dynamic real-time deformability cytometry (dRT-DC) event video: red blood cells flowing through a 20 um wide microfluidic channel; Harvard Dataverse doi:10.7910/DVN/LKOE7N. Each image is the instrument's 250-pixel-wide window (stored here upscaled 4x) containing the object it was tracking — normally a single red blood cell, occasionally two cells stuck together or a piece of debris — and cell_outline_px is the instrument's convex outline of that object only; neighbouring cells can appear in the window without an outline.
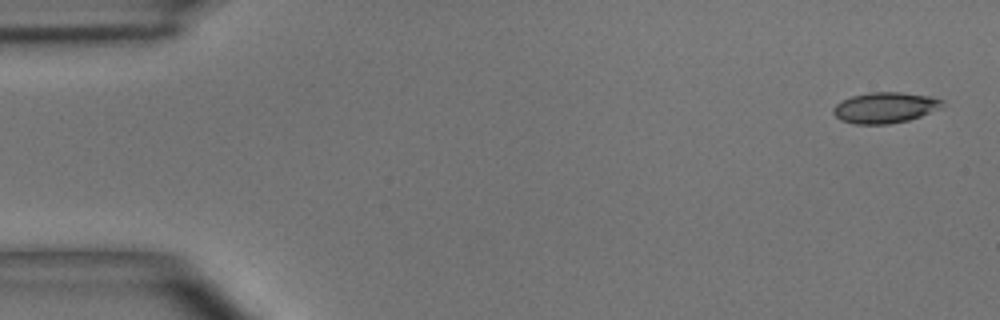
{"species": "common noctule bat (a hibernating species)", "species_latin": "Nyctalus noctula", "temperature_condition": "room temperature", "stored_images_in_passage": 6, "camera_frame_rate_fps": 3000, "um_per_image_px": 0.085, "animal": {"sex": "male", "body_mass_g": 15.6}, "frame": {"image": 1, "passage_image": 1, "time_ms": 0.0, "image_size_px": [1000, 320], "cell_outline_px": [[944, 100], [940, 104], [928, 112], [920, 116], [908, 120], [888, 124], [856, 124], [840, 120], [832, 112], [832, 108], [836, 104], [852, 96], [868, 92], [900, 92], [928, 96]], "centroid_in_image_um": [75.13, 9.15], "position_along_channel_um": 9.9, "area_um2": 19.13}}
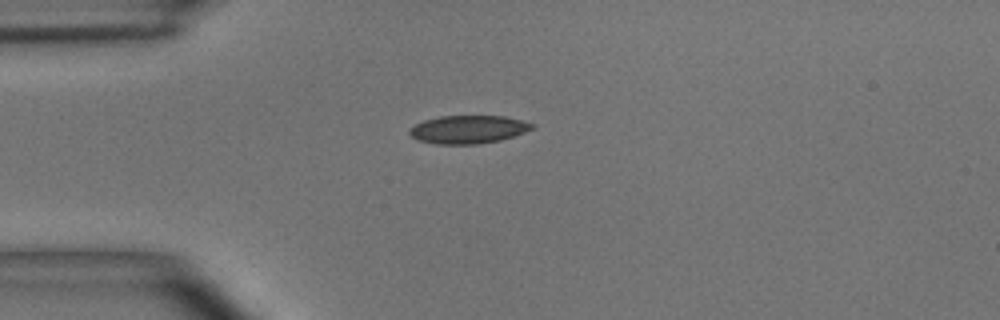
{"frame": {"image": 2, "passage_image": 4, "time_ms": 3.667, "image_size_px": [1000, 320], "cell_outline_px": [[536, 128], [500, 140], [476, 144], [436, 144], [416, 140], [408, 132], [408, 128], [424, 120], [440, 116], [504, 116], [536, 124]], "centroid_in_image_um": [39.78, 11.0], "position_along_channel_um": 45.2, "area_um2": 20.11}}
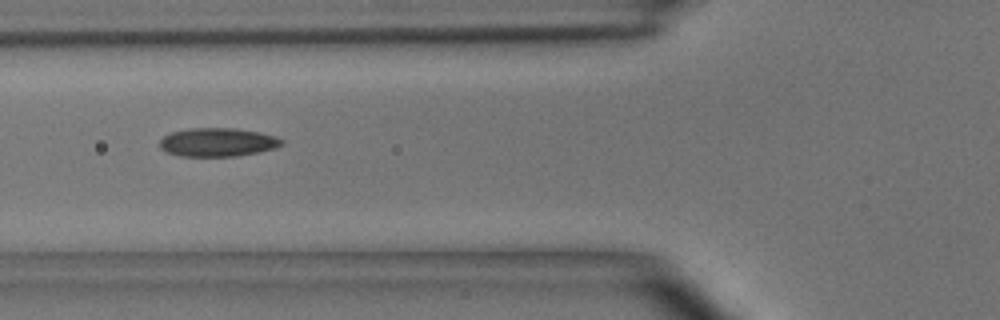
{"frame": {"image": 3, "passage_image": 6, "time_ms": 5.667, "image_size_px": [1000, 320], "cell_outline_px": [[284, 144], [276, 148], [260, 152], [236, 156], [180, 156], [168, 152], [160, 148], [160, 140], [164, 136], [172, 132], [188, 128], [232, 128], [260, 132], [284, 140]], "centroid_in_image_um": [18.51, 12.09], "position_along_channel_um": 107.3, "area_um2": 20.29}}